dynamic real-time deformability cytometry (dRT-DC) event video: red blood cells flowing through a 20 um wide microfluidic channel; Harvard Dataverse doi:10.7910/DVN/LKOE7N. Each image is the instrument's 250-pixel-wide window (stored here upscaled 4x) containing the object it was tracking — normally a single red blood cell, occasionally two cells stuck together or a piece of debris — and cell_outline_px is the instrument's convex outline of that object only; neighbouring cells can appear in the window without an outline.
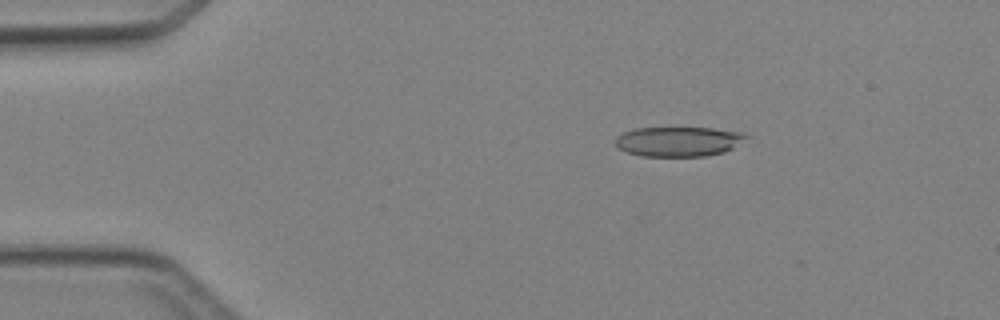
{"species": "Egyptian fruit bat (a non-hibernating species)", "species_latin": "Rousettus aegyptiacus", "temperature_condition": "cold", "stored_images_in_passage": 5, "camera_frame_rate_fps": 3000, "um_per_image_px": 0.085, "animal": {"sex": "female"}, "frame": {"image": 1, "passage_image": 3, "time_ms": 2.333, "image_size_px": [1000, 320], "cell_outline_px": [[748, 136], [732, 148], [724, 152], [704, 156], [640, 156], [616, 148], [616, 136], [624, 132], [636, 128], [712, 128], [744, 132]], "centroid_in_image_um": [57.65, 12.02], "position_along_channel_um": 27.4, "area_um2": 22.6}}
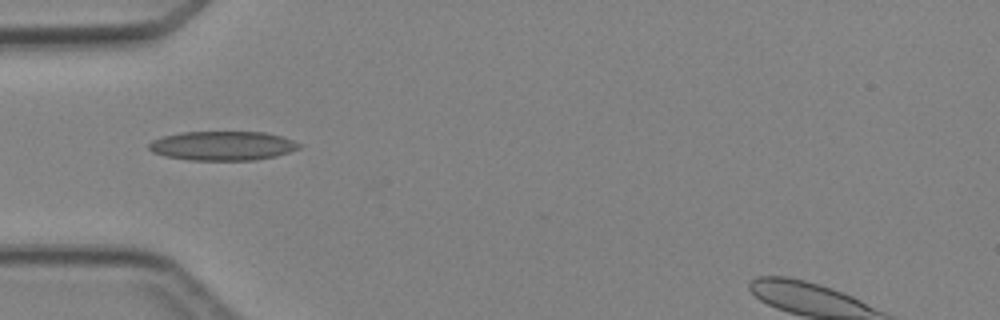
{"frame": {"image": 2, "passage_image": 5, "time_ms": 4.667, "image_size_px": [1000, 320], "cell_outline_px": [[304, 144], [300, 148], [276, 156], [256, 160], [188, 160], [164, 156], [152, 152], [148, 148], [148, 144], [152, 140], [164, 136], [180, 132], [264, 132], [280, 136]], "centroid_in_image_um": [18.91, 12.39], "position_along_channel_um": 66.1, "area_um2": 25.66}}